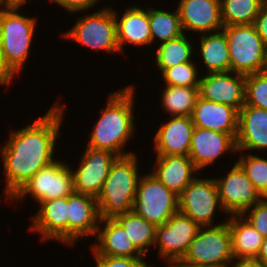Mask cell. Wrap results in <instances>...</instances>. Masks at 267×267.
Masks as SVG:
<instances>
[{
  "label": "cell",
  "mask_w": 267,
  "mask_h": 267,
  "mask_svg": "<svg viewBox=\"0 0 267 267\" xmlns=\"http://www.w3.org/2000/svg\"><path fill=\"white\" fill-rule=\"evenodd\" d=\"M67 103L58 99L33 122L9 129L8 139L0 146V160L5 186L2 196L10 200L42 167L57 160L56 150L66 118ZM4 144V145H3ZM56 151V152H55Z\"/></svg>",
  "instance_id": "cell-1"
},
{
  "label": "cell",
  "mask_w": 267,
  "mask_h": 267,
  "mask_svg": "<svg viewBox=\"0 0 267 267\" xmlns=\"http://www.w3.org/2000/svg\"><path fill=\"white\" fill-rule=\"evenodd\" d=\"M136 90V86L132 83L106 96V104L103 109L100 108L101 115L96 121L94 120L86 146L110 151L118 157L136 152L132 151L133 149L128 151L126 148L137 131L134 118Z\"/></svg>",
  "instance_id": "cell-2"
},
{
  "label": "cell",
  "mask_w": 267,
  "mask_h": 267,
  "mask_svg": "<svg viewBox=\"0 0 267 267\" xmlns=\"http://www.w3.org/2000/svg\"><path fill=\"white\" fill-rule=\"evenodd\" d=\"M22 7L0 4V46L6 68L16 77L25 70L38 27V16L24 15Z\"/></svg>",
  "instance_id": "cell-3"
},
{
  "label": "cell",
  "mask_w": 267,
  "mask_h": 267,
  "mask_svg": "<svg viewBox=\"0 0 267 267\" xmlns=\"http://www.w3.org/2000/svg\"><path fill=\"white\" fill-rule=\"evenodd\" d=\"M132 153L117 157L111 165L97 204L101 219L132 211L137 184L142 175L139 156ZM140 166V167H139Z\"/></svg>",
  "instance_id": "cell-4"
},
{
  "label": "cell",
  "mask_w": 267,
  "mask_h": 267,
  "mask_svg": "<svg viewBox=\"0 0 267 267\" xmlns=\"http://www.w3.org/2000/svg\"><path fill=\"white\" fill-rule=\"evenodd\" d=\"M95 11V12H94ZM92 13L76 17L72 27L61 33V38L78 43L96 54L103 51L107 55L121 54L117 43L116 20L111 6L100 7ZM86 14V15H85Z\"/></svg>",
  "instance_id": "cell-5"
},
{
  "label": "cell",
  "mask_w": 267,
  "mask_h": 267,
  "mask_svg": "<svg viewBox=\"0 0 267 267\" xmlns=\"http://www.w3.org/2000/svg\"><path fill=\"white\" fill-rule=\"evenodd\" d=\"M230 54V72L250 75L263 72L267 47L254 24L224 26Z\"/></svg>",
  "instance_id": "cell-6"
},
{
  "label": "cell",
  "mask_w": 267,
  "mask_h": 267,
  "mask_svg": "<svg viewBox=\"0 0 267 267\" xmlns=\"http://www.w3.org/2000/svg\"><path fill=\"white\" fill-rule=\"evenodd\" d=\"M67 160L58 159L42 167L20 190L8 201L20 203L30 196L38 205L47 200L69 196L75 192L74 178Z\"/></svg>",
  "instance_id": "cell-7"
},
{
  "label": "cell",
  "mask_w": 267,
  "mask_h": 267,
  "mask_svg": "<svg viewBox=\"0 0 267 267\" xmlns=\"http://www.w3.org/2000/svg\"><path fill=\"white\" fill-rule=\"evenodd\" d=\"M147 170L139 178L132 210L158 227L179 211L178 195Z\"/></svg>",
  "instance_id": "cell-8"
},
{
  "label": "cell",
  "mask_w": 267,
  "mask_h": 267,
  "mask_svg": "<svg viewBox=\"0 0 267 267\" xmlns=\"http://www.w3.org/2000/svg\"><path fill=\"white\" fill-rule=\"evenodd\" d=\"M200 175L178 196L179 212L190 217L200 227L220 225L227 221L228 215L220 204L216 182L214 177L204 178ZM216 212L224 214L225 221H219Z\"/></svg>",
  "instance_id": "cell-9"
},
{
  "label": "cell",
  "mask_w": 267,
  "mask_h": 267,
  "mask_svg": "<svg viewBox=\"0 0 267 267\" xmlns=\"http://www.w3.org/2000/svg\"><path fill=\"white\" fill-rule=\"evenodd\" d=\"M184 259L209 267H229L234 256L228 222L200 227Z\"/></svg>",
  "instance_id": "cell-10"
},
{
  "label": "cell",
  "mask_w": 267,
  "mask_h": 267,
  "mask_svg": "<svg viewBox=\"0 0 267 267\" xmlns=\"http://www.w3.org/2000/svg\"><path fill=\"white\" fill-rule=\"evenodd\" d=\"M224 176L214 177L219 201L229 215H241L245 210L261 201L263 196L248 179L244 170L235 161Z\"/></svg>",
  "instance_id": "cell-11"
},
{
  "label": "cell",
  "mask_w": 267,
  "mask_h": 267,
  "mask_svg": "<svg viewBox=\"0 0 267 267\" xmlns=\"http://www.w3.org/2000/svg\"><path fill=\"white\" fill-rule=\"evenodd\" d=\"M199 229L200 226L190 217L179 211L173 214L156 228L154 249H158V259L167 264L172 260L184 258Z\"/></svg>",
  "instance_id": "cell-12"
},
{
  "label": "cell",
  "mask_w": 267,
  "mask_h": 267,
  "mask_svg": "<svg viewBox=\"0 0 267 267\" xmlns=\"http://www.w3.org/2000/svg\"><path fill=\"white\" fill-rule=\"evenodd\" d=\"M82 153L80 157H77L79 159L77 166L70 165L74 178V189L77 193L97 198L109 175L111 165L118 156L110 151L97 150L88 146Z\"/></svg>",
  "instance_id": "cell-13"
},
{
  "label": "cell",
  "mask_w": 267,
  "mask_h": 267,
  "mask_svg": "<svg viewBox=\"0 0 267 267\" xmlns=\"http://www.w3.org/2000/svg\"><path fill=\"white\" fill-rule=\"evenodd\" d=\"M29 230L42 241H56L68 247V196L43 201L31 214Z\"/></svg>",
  "instance_id": "cell-14"
},
{
  "label": "cell",
  "mask_w": 267,
  "mask_h": 267,
  "mask_svg": "<svg viewBox=\"0 0 267 267\" xmlns=\"http://www.w3.org/2000/svg\"><path fill=\"white\" fill-rule=\"evenodd\" d=\"M232 153L237 154L236 139L232 135L194 127L189 157L200 173L211 168L225 154L231 156Z\"/></svg>",
  "instance_id": "cell-15"
},
{
  "label": "cell",
  "mask_w": 267,
  "mask_h": 267,
  "mask_svg": "<svg viewBox=\"0 0 267 267\" xmlns=\"http://www.w3.org/2000/svg\"><path fill=\"white\" fill-rule=\"evenodd\" d=\"M123 12L114 9L116 20L117 43L121 54H125L127 46L144 48L152 47L149 25V5H127ZM127 44V46H126ZM126 46V48H125ZM125 49V50H124Z\"/></svg>",
  "instance_id": "cell-16"
},
{
  "label": "cell",
  "mask_w": 267,
  "mask_h": 267,
  "mask_svg": "<svg viewBox=\"0 0 267 267\" xmlns=\"http://www.w3.org/2000/svg\"><path fill=\"white\" fill-rule=\"evenodd\" d=\"M246 76L234 72L202 74L199 97L234 107L238 112L245 104Z\"/></svg>",
  "instance_id": "cell-17"
},
{
  "label": "cell",
  "mask_w": 267,
  "mask_h": 267,
  "mask_svg": "<svg viewBox=\"0 0 267 267\" xmlns=\"http://www.w3.org/2000/svg\"><path fill=\"white\" fill-rule=\"evenodd\" d=\"M100 219L97 198L77 192L69 195L68 246H75L84 238H95Z\"/></svg>",
  "instance_id": "cell-18"
},
{
  "label": "cell",
  "mask_w": 267,
  "mask_h": 267,
  "mask_svg": "<svg viewBox=\"0 0 267 267\" xmlns=\"http://www.w3.org/2000/svg\"><path fill=\"white\" fill-rule=\"evenodd\" d=\"M163 118L155 134L153 149L155 156L184 155L189 156L194 124L191 116Z\"/></svg>",
  "instance_id": "cell-19"
},
{
  "label": "cell",
  "mask_w": 267,
  "mask_h": 267,
  "mask_svg": "<svg viewBox=\"0 0 267 267\" xmlns=\"http://www.w3.org/2000/svg\"><path fill=\"white\" fill-rule=\"evenodd\" d=\"M184 33L205 34L223 29L220 0H178Z\"/></svg>",
  "instance_id": "cell-20"
},
{
  "label": "cell",
  "mask_w": 267,
  "mask_h": 267,
  "mask_svg": "<svg viewBox=\"0 0 267 267\" xmlns=\"http://www.w3.org/2000/svg\"><path fill=\"white\" fill-rule=\"evenodd\" d=\"M237 151H267V110L244 104L238 113ZM252 151V152H251Z\"/></svg>",
  "instance_id": "cell-21"
},
{
  "label": "cell",
  "mask_w": 267,
  "mask_h": 267,
  "mask_svg": "<svg viewBox=\"0 0 267 267\" xmlns=\"http://www.w3.org/2000/svg\"><path fill=\"white\" fill-rule=\"evenodd\" d=\"M94 240L95 243L89 248L93 255L148 258L134 246L124 228L114 218L100 219Z\"/></svg>",
  "instance_id": "cell-22"
},
{
  "label": "cell",
  "mask_w": 267,
  "mask_h": 267,
  "mask_svg": "<svg viewBox=\"0 0 267 267\" xmlns=\"http://www.w3.org/2000/svg\"><path fill=\"white\" fill-rule=\"evenodd\" d=\"M152 174L169 190L180 195L186 186L192 182L199 171L192 159L184 155L155 156Z\"/></svg>",
  "instance_id": "cell-23"
},
{
  "label": "cell",
  "mask_w": 267,
  "mask_h": 267,
  "mask_svg": "<svg viewBox=\"0 0 267 267\" xmlns=\"http://www.w3.org/2000/svg\"><path fill=\"white\" fill-rule=\"evenodd\" d=\"M238 113L234 107L198 97L191 118L195 127L224 132L236 139Z\"/></svg>",
  "instance_id": "cell-24"
},
{
  "label": "cell",
  "mask_w": 267,
  "mask_h": 267,
  "mask_svg": "<svg viewBox=\"0 0 267 267\" xmlns=\"http://www.w3.org/2000/svg\"><path fill=\"white\" fill-rule=\"evenodd\" d=\"M198 36L199 46L196 56L200 58L198 66L203 62L201 65L204 68L200 69L201 73L230 72V54L225 32L220 30Z\"/></svg>",
  "instance_id": "cell-25"
},
{
  "label": "cell",
  "mask_w": 267,
  "mask_h": 267,
  "mask_svg": "<svg viewBox=\"0 0 267 267\" xmlns=\"http://www.w3.org/2000/svg\"><path fill=\"white\" fill-rule=\"evenodd\" d=\"M227 222L231 235L234 260L257 258L264 236L241 215H229Z\"/></svg>",
  "instance_id": "cell-26"
},
{
  "label": "cell",
  "mask_w": 267,
  "mask_h": 267,
  "mask_svg": "<svg viewBox=\"0 0 267 267\" xmlns=\"http://www.w3.org/2000/svg\"><path fill=\"white\" fill-rule=\"evenodd\" d=\"M188 37V38H187ZM190 38V39H189ZM195 39H192L186 33L180 37L169 40L155 47L153 53L154 66L159 70L160 75L170 67L178 65L180 63L192 62L195 58V52L197 47L195 46ZM194 57V58H193ZM156 60V61H155ZM156 63V64H155Z\"/></svg>",
  "instance_id": "cell-27"
},
{
  "label": "cell",
  "mask_w": 267,
  "mask_h": 267,
  "mask_svg": "<svg viewBox=\"0 0 267 267\" xmlns=\"http://www.w3.org/2000/svg\"><path fill=\"white\" fill-rule=\"evenodd\" d=\"M114 219L124 228L134 246L147 257L152 253L156 240V226L149 223L133 210L119 214ZM152 248V249H151ZM149 252V253H148Z\"/></svg>",
  "instance_id": "cell-28"
},
{
  "label": "cell",
  "mask_w": 267,
  "mask_h": 267,
  "mask_svg": "<svg viewBox=\"0 0 267 267\" xmlns=\"http://www.w3.org/2000/svg\"><path fill=\"white\" fill-rule=\"evenodd\" d=\"M172 12L167 9L149 6V25L152 48L156 45L176 39L184 34L177 7ZM154 44V45H153Z\"/></svg>",
  "instance_id": "cell-29"
},
{
  "label": "cell",
  "mask_w": 267,
  "mask_h": 267,
  "mask_svg": "<svg viewBox=\"0 0 267 267\" xmlns=\"http://www.w3.org/2000/svg\"><path fill=\"white\" fill-rule=\"evenodd\" d=\"M161 107L166 116H191L199 97V87L170 86L163 84Z\"/></svg>",
  "instance_id": "cell-30"
},
{
  "label": "cell",
  "mask_w": 267,
  "mask_h": 267,
  "mask_svg": "<svg viewBox=\"0 0 267 267\" xmlns=\"http://www.w3.org/2000/svg\"><path fill=\"white\" fill-rule=\"evenodd\" d=\"M267 0H220L224 26L254 24Z\"/></svg>",
  "instance_id": "cell-31"
},
{
  "label": "cell",
  "mask_w": 267,
  "mask_h": 267,
  "mask_svg": "<svg viewBox=\"0 0 267 267\" xmlns=\"http://www.w3.org/2000/svg\"><path fill=\"white\" fill-rule=\"evenodd\" d=\"M238 155V156H237ZM236 162L246 173L248 179L252 182L259 193L264 196L267 193V157L260 155L237 151Z\"/></svg>",
  "instance_id": "cell-32"
},
{
  "label": "cell",
  "mask_w": 267,
  "mask_h": 267,
  "mask_svg": "<svg viewBox=\"0 0 267 267\" xmlns=\"http://www.w3.org/2000/svg\"><path fill=\"white\" fill-rule=\"evenodd\" d=\"M197 62L199 61L193 60L167 68L160 75L162 76V83L164 81V85L199 87L202 74Z\"/></svg>",
  "instance_id": "cell-33"
},
{
  "label": "cell",
  "mask_w": 267,
  "mask_h": 267,
  "mask_svg": "<svg viewBox=\"0 0 267 267\" xmlns=\"http://www.w3.org/2000/svg\"><path fill=\"white\" fill-rule=\"evenodd\" d=\"M245 104L267 110V74L246 75Z\"/></svg>",
  "instance_id": "cell-34"
},
{
  "label": "cell",
  "mask_w": 267,
  "mask_h": 267,
  "mask_svg": "<svg viewBox=\"0 0 267 267\" xmlns=\"http://www.w3.org/2000/svg\"><path fill=\"white\" fill-rule=\"evenodd\" d=\"M241 216L246 219L262 236L267 237V201L262 199Z\"/></svg>",
  "instance_id": "cell-35"
},
{
  "label": "cell",
  "mask_w": 267,
  "mask_h": 267,
  "mask_svg": "<svg viewBox=\"0 0 267 267\" xmlns=\"http://www.w3.org/2000/svg\"><path fill=\"white\" fill-rule=\"evenodd\" d=\"M96 267H155L147 263V258L113 257L108 255H93Z\"/></svg>",
  "instance_id": "cell-36"
},
{
  "label": "cell",
  "mask_w": 267,
  "mask_h": 267,
  "mask_svg": "<svg viewBox=\"0 0 267 267\" xmlns=\"http://www.w3.org/2000/svg\"><path fill=\"white\" fill-rule=\"evenodd\" d=\"M55 4L61 7L67 12V14L73 13L80 15L81 12H90V10H95L97 4L100 3V0H49V3ZM53 2V3H52ZM75 13V14H74Z\"/></svg>",
  "instance_id": "cell-37"
},
{
  "label": "cell",
  "mask_w": 267,
  "mask_h": 267,
  "mask_svg": "<svg viewBox=\"0 0 267 267\" xmlns=\"http://www.w3.org/2000/svg\"><path fill=\"white\" fill-rule=\"evenodd\" d=\"M254 26L267 47V2L262 6L259 14L257 15Z\"/></svg>",
  "instance_id": "cell-38"
},
{
  "label": "cell",
  "mask_w": 267,
  "mask_h": 267,
  "mask_svg": "<svg viewBox=\"0 0 267 267\" xmlns=\"http://www.w3.org/2000/svg\"><path fill=\"white\" fill-rule=\"evenodd\" d=\"M16 77L6 68L3 59H2V55H1V46H0V86L4 88H7L8 86L13 84V80ZM7 86V87H5Z\"/></svg>",
  "instance_id": "cell-39"
},
{
  "label": "cell",
  "mask_w": 267,
  "mask_h": 267,
  "mask_svg": "<svg viewBox=\"0 0 267 267\" xmlns=\"http://www.w3.org/2000/svg\"><path fill=\"white\" fill-rule=\"evenodd\" d=\"M229 267H266L257 258L235 259Z\"/></svg>",
  "instance_id": "cell-40"
},
{
  "label": "cell",
  "mask_w": 267,
  "mask_h": 267,
  "mask_svg": "<svg viewBox=\"0 0 267 267\" xmlns=\"http://www.w3.org/2000/svg\"><path fill=\"white\" fill-rule=\"evenodd\" d=\"M166 267H209V266L190 262L184 258H179L168 262L166 264Z\"/></svg>",
  "instance_id": "cell-41"
},
{
  "label": "cell",
  "mask_w": 267,
  "mask_h": 267,
  "mask_svg": "<svg viewBox=\"0 0 267 267\" xmlns=\"http://www.w3.org/2000/svg\"><path fill=\"white\" fill-rule=\"evenodd\" d=\"M31 1L32 0L30 1L29 0H0V4L4 6H10V7H23L25 6V4L27 5ZM47 2H49V0Z\"/></svg>",
  "instance_id": "cell-42"
},
{
  "label": "cell",
  "mask_w": 267,
  "mask_h": 267,
  "mask_svg": "<svg viewBox=\"0 0 267 267\" xmlns=\"http://www.w3.org/2000/svg\"><path fill=\"white\" fill-rule=\"evenodd\" d=\"M257 259L267 267V237H264L262 247L257 256Z\"/></svg>",
  "instance_id": "cell-43"
},
{
  "label": "cell",
  "mask_w": 267,
  "mask_h": 267,
  "mask_svg": "<svg viewBox=\"0 0 267 267\" xmlns=\"http://www.w3.org/2000/svg\"><path fill=\"white\" fill-rule=\"evenodd\" d=\"M263 72L267 74V52H266V61H265V67H264Z\"/></svg>",
  "instance_id": "cell-44"
},
{
  "label": "cell",
  "mask_w": 267,
  "mask_h": 267,
  "mask_svg": "<svg viewBox=\"0 0 267 267\" xmlns=\"http://www.w3.org/2000/svg\"><path fill=\"white\" fill-rule=\"evenodd\" d=\"M263 199L267 201V193L263 196Z\"/></svg>",
  "instance_id": "cell-45"
}]
</instances>
